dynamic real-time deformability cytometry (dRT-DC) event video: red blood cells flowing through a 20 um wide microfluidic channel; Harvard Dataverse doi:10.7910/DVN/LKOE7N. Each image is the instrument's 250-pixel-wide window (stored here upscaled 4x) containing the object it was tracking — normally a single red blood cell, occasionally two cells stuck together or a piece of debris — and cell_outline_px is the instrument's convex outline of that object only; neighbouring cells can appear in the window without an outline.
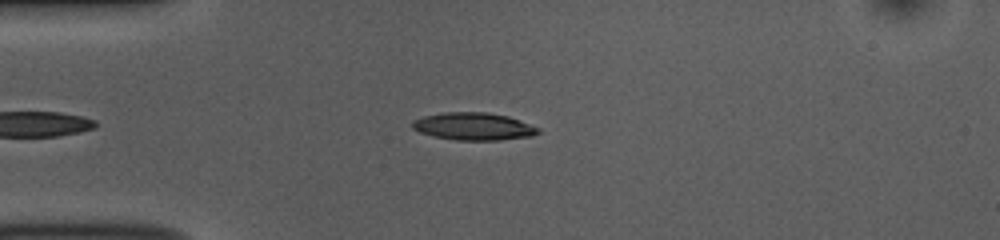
{"species": "common noctule bat (a hibernating species)", "species_latin": "Nyctalus noctula", "temperature_condition": "room temperature", "stored_images_in_passage": 39, "camera_frame_rate_fps": 3000, "um_per_image_px": 0.085, "animal": {"sex": "female", "body_mass_g": 10.0, "forearm_length_mm": 53.1}, "frame": {"image": 1, "passage_image": 4, "time_ms": 1.0, "image_size_px": [1000, 240], "cell_outline_px": [[540, 132], [532, 136], [500, 140], [456, 140], [432, 136], [420, 132], [412, 128], [412, 120], [424, 116], [440, 112], [488, 112], [508, 116], [540, 128]], "centroid_in_image_um": [40.24, 10.74], "position_along_channel_um": 44.8, "area_um2": 20.29}}
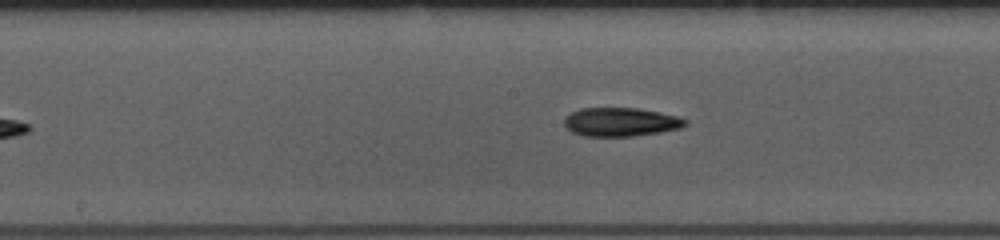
{"frame": {"image": 2, "passage_image": 17, "time_ms": 5.333, "image_size_px": [1000, 240], "cell_outline_px": [[688, 124], [680, 128], [660, 132], [632, 136], [584, 136], [572, 132], [564, 128], [564, 120], [572, 112], [580, 108], [636, 108], [660, 112], [676, 116], [688, 120]], "centroid_in_image_um": [52.75, 10.37], "position_along_channel_um": 195.4, "area_um2": 20.23}}
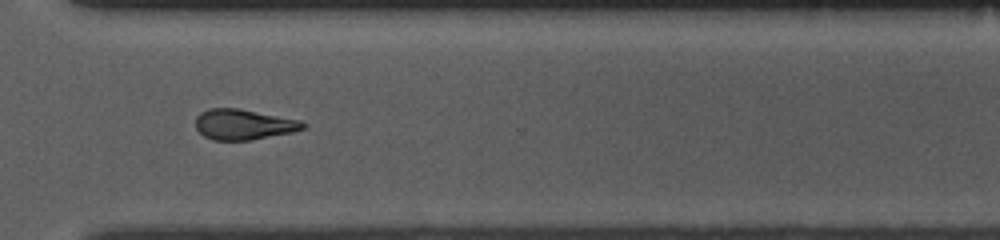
{"frame": {"image": 3, "passage_image": 29, "time_ms": 9.333, "image_size_px": [1000, 240], "cell_outline_px": [[308, 124], [304, 128], [292, 132], [252, 140], [212, 140], [204, 136], [196, 128], [196, 116], [200, 112], [208, 108], [240, 108], [300, 120]], "centroid_in_image_um": [20.7, 10.57], "position_along_channel_um": 349.9, "area_um2": 19.19}, "authors_computed_cell_mechanics": {"area_um2": 19.363, "velocity_mm_per_s": 3.8769, "shape_relaxation_time_tau1_ms": null, "shape_relaxation_time_tau2_ms": 11.3343, "deformation_change_tau1": null, "deformation_change_tau2": 0.2778}}